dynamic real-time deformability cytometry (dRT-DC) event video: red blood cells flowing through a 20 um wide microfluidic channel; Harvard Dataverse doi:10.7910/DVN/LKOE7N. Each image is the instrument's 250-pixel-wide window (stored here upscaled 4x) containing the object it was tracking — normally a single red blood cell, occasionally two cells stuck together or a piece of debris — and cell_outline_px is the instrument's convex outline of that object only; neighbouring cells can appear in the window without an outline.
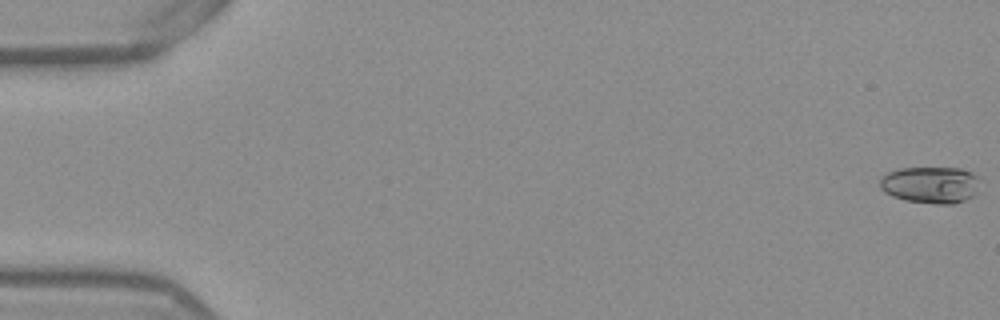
{"species": "Egyptian fruit bat (a non-hibernating species)", "species_latin": "Rousettus aegyptiacus", "temperature_condition": "warm", "stored_images_in_passage": 53, "camera_frame_rate_fps": 3000, "um_per_image_px": 0.085, "frame": {"image": 1, "passage_image": 1, "time_ms": 0.0, "image_size_px": [1000, 320], "cell_outline_px": [[980, 176], [972, 196], [964, 200], [952, 204], [936, 204], [904, 200], [892, 196], [884, 192], [880, 188], [880, 176], [888, 172], [900, 168], [960, 168], [972, 172]], "centroid_in_image_um": [79.05, 15.7], "position_along_channel_um": 5.9, "area_um2": 21.44}}
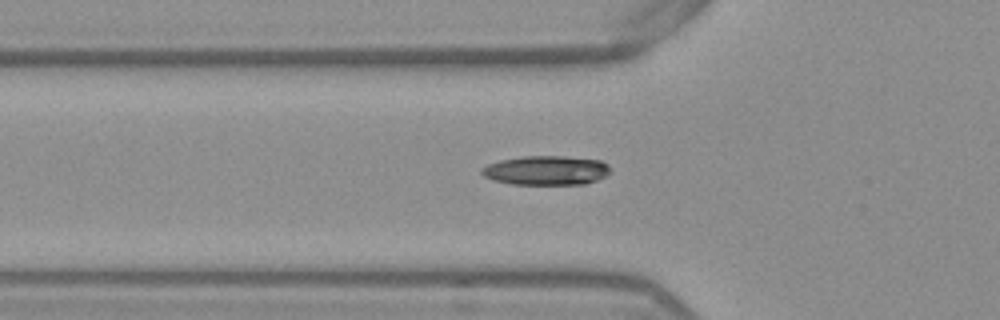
{"frame": {"image": 2, "passage_image": 19, "time_ms": 6.0, "image_size_px": [1000, 320], "cell_outline_px": [[612, 172], [596, 180], [584, 184], [512, 184], [492, 180], [484, 176], [480, 172], [480, 168], [488, 164], [500, 160], [524, 156], [564, 156], [600, 160], [608, 164]], "centroid_in_image_um": [46.42, 14.48], "position_along_channel_um": 79.4, "area_um2": 22.02}}
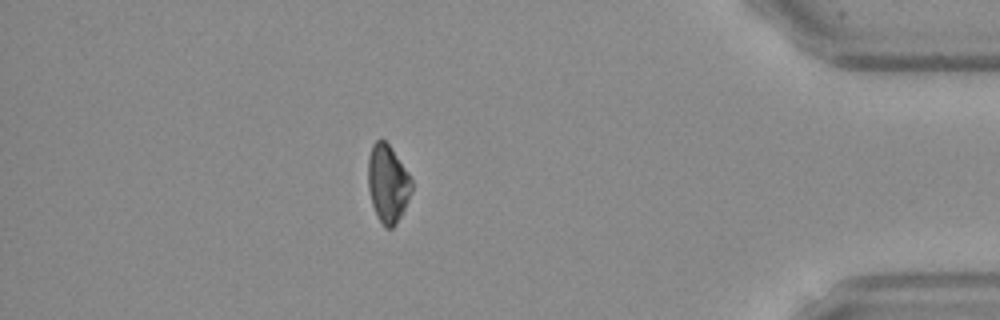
{"frame": {"image": 3, "passage_image": 47, "time_ms": 15.333, "image_size_px": [1000, 320], "cell_outline_px": [[412, 192], [396, 224], [392, 228], [384, 228], [372, 204], [368, 188], [368, 156], [372, 144], [376, 140], [384, 140], [388, 144], [408, 172], [412, 180]], "centroid_in_image_um": [32.95, 15.6], "position_along_channel_um": 402.2, "area_um2": 19.59}, "authors_computed_cell_mechanics": {"area_um2": 20.7502, "velocity_mm_per_s": 3.8857, "shape_relaxation_time_tau1_ms": 6.1443, "shape_relaxation_time_tau2_ms": null, "deformation_change_tau1": 0.1656, "deformation_change_tau2": null}}